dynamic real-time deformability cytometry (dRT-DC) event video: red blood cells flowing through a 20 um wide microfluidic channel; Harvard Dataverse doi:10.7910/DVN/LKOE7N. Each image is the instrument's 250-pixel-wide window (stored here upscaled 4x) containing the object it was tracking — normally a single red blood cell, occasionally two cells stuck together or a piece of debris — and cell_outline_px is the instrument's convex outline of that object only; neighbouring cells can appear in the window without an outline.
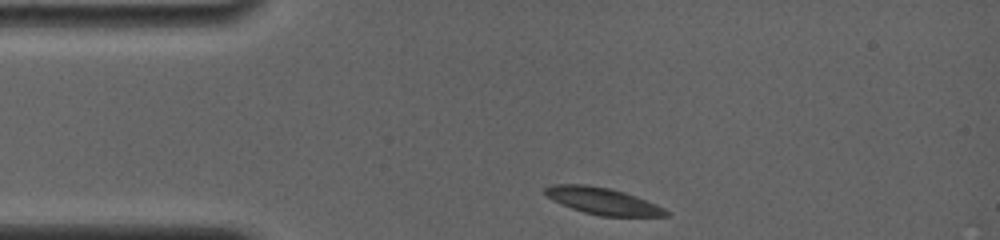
{"species": "common noctule bat (a hibernating species)", "species_latin": "Nyctalus noctula", "temperature_condition": "room temperature", "stored_images_in_passage": 24, "camera_frame_rate_fps": 4000, "um_per_image_px": 0.085, "animal": {"sex": "female", "body_mass_g": 19.0, "forearm_length_mm": 56.7}, "frame": {"image": 1, "passage_image": 1, "time_ms": 0.0, "image_size_px": [1000, 240], "cell_outline_px": [[668, 216], [600, 216], [584, 212], [560, 204], [552, 200], [544, 192], [544, 188], [552, 184], [588, 184], [608, 188], [624, 192], [636, 196], [656, 204], [664, 208], [668, 212]], "centroid_in_image_um": [51.21, 17.08], "position_along_channel_um": 33.8, "area_um2": 18.79}}
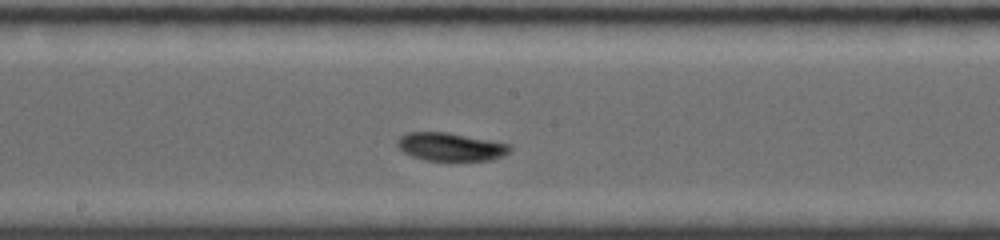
{"frame": {"image": 2, "passage_image": 11, "time_ms": 5.5, "image_size_px": [1000, 240], "cell_outline_px": [[512, 148], [508, 152], [500, 156], [488, 160], [424, 160], [412, 156], [404, 152], [396, 144], [396, 140], [400, 136], [408, 132], [448, 132], [512, 144]], "centroid_in_image_um": [38.28, 12.46], "position_along_channel_um": 209.9, "area_um2": 18.38}}
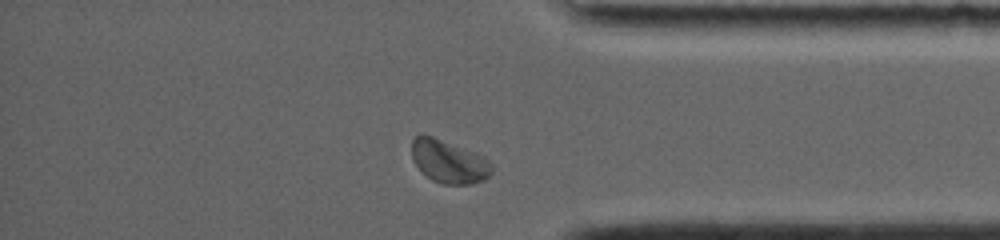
{"frame": {"image": 3, "passage_image": 21, "time_ms": 10.5, "image_size_px": [1000, 240], "cell_outline_px": [[492, 172], [484, 180], [472, 184], [444, 184], [432, 180], [412, 160], [412, 140], [416, 136], [432, 136], [476, 152], [484, 156], [492, 164]], "centroid_in_image_um": [38.19, 13.74], "position_along_channel_um": 397.0, "area_um2": 19.88}, "authors_computed_cell_mechanics": {"area_um2": 18.6405, "velocity_mm_per_s": 3.7909, "shape_relaxation_time_tau1_ms": 1.7703, "shape_relaxation_time_tau2_ms": null, "deformation_change_tau1": 0.076, "deformation_change_tau2": null}}